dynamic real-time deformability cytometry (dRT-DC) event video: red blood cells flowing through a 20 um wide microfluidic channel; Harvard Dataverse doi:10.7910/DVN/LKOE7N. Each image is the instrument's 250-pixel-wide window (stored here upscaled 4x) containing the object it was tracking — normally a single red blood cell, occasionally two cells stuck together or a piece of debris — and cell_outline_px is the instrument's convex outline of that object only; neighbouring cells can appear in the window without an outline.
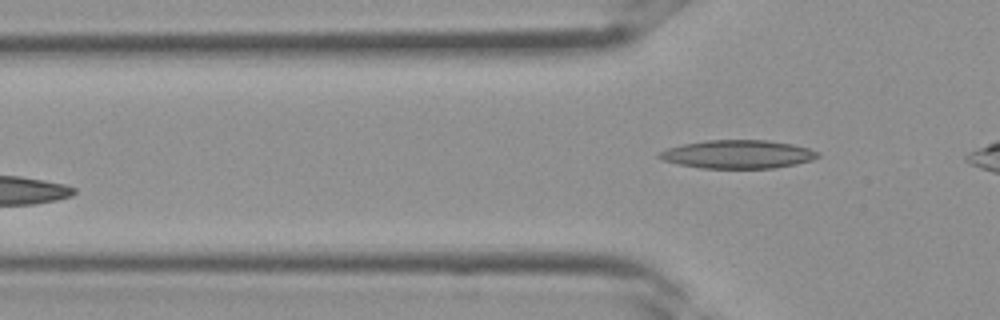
{"species": "Egyptian fruit bat (a non-hibernating species)", "species_latin": "Rousettus aegyptiacus", "temperature_condition": "room temperature", "stored_images_in_passage": 5, "camera_frame_rate_fps": 3000, "um_per_image_px": 0.085, "frame": {"image": 1, "passage_image": 5, "time_ms": 1.333, "image_size_px": [1000, 320], "cell_outline_px": [[820, 156], [812, 160], [796, 164], [772, 168], [700, 168], [676, 164], [660, 160], [656, 156], [656, 152], [668, 148], [684, 144], [708, 140], [768, 140], [792, 144], [808, 148], [820, 152]], "centroid_in_image_um": [62.67, 13.11], "position_along_channel_um": 63.1, "area_um2": 26.41}}